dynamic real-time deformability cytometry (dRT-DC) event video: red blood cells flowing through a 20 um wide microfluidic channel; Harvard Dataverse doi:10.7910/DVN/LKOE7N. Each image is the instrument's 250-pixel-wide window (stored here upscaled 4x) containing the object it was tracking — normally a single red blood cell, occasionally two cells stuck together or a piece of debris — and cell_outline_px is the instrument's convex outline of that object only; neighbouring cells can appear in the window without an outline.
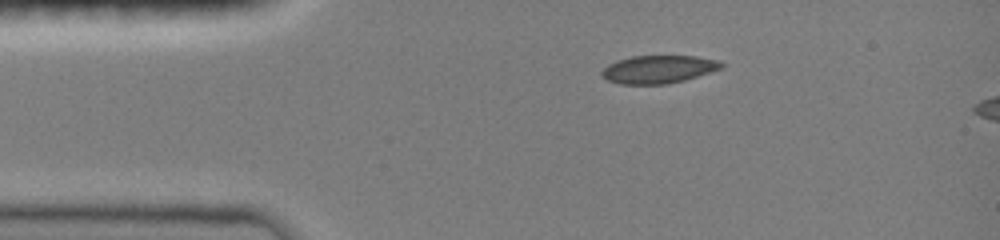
{"species": "common noctule bat (a hibernating species)", "species_latin": "Nyctalus noctula", "temperature_condition": "room temperature", "stored_images_in_passage": 13, "camera_frame_rate_fps": 3000, "um_per_image_px": 0.085, "animal": {"sex": "female", "body_mass_g": 19.0, "forearm_length_mm": 51.5}, "frame": {"image": 1, "passage_image": 1, "time_ms": 0.0, "image_size_px": [1000, 240], "cell_outline_px": [[724, 68], [684, 80], [668, 84], [620, 84], [608, 80], [600, 72], [608, 64], [616, 60], [632, 56], [696, 56], [720, 60], [724, 64]], "centroid_in_image_um": [56.0, 5.88], "position_along_channel_um": 29.0, "area_um2": 19.54}}